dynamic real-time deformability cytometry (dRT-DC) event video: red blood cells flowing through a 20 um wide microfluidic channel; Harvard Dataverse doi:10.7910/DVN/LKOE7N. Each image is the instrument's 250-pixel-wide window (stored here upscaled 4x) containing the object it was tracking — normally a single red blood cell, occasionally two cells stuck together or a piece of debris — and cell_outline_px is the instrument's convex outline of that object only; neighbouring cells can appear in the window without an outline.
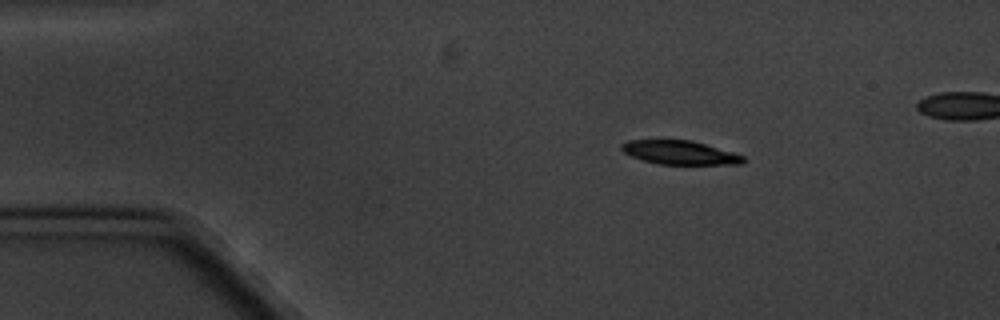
{"species": "common noctule bat (a hibernating species)", "species_latin": "Nyctalus noctula", "temperature_condition": "cold", "stored_images_in_passage": 4, "camera_frame_rate_fps": 3000, "um_per_image_px": 0.085, "animal": {"sex": "male", "body_mass_g": 20.1, "forearm_length_mm": 53.5}, "frame": {"image": 1, "passage_image": 2, "time_ms": 1.0, "image_size_px": [1000, 320], "cell_outline_px": [[744, 164], [660, 164], [644, 160], [632, 156], [624, 152], [620, 148], [620, 144], [628, 140], [692, 140], [732, 152], [744, 156]], "centroid_in_image_um": [57.77, 12.96], "position_along_channel_um": 27.2, "area_um2": 16.7}}